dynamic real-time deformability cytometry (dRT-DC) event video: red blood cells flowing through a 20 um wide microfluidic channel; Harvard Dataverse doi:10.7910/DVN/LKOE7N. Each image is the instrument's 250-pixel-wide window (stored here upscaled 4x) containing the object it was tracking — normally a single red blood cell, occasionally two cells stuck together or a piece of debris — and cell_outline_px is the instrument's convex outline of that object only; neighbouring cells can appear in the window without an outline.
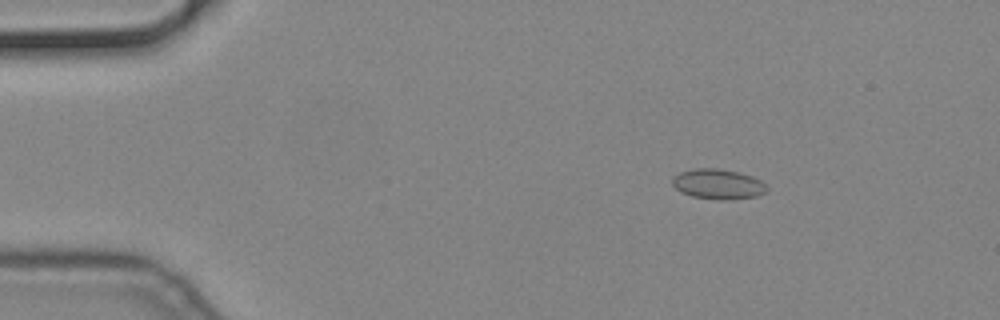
{"species": "common noctule bat (a hibernating species)", "species_latin": "Nyctalus noctula", "temperature_condition": "cold", "stored_images_in_passage": 57, "camera_frame_rate_fps": 3000, "um_per_image_px": 0.085, "animal": {"sex": "male", "body_mass_g": 19.2, "forearm_length_mm": 51.8}, "frame": {"image": 1, "passage_image": 9, "time_ms": 2.667, "image_size_px": [1000, 320], "cell_outline_px": [[768, 188], [764, 192], [756, 196], [728, 200], [716, 200], [692, 196], [680, 192], [672, 184], [672, 176], [680, 172], [696, 168], [720, 168], [752, 176], [760, 180]], "centroid_in_image_um": [60.99, 15.65], "position_along_channel_um": 24.0, "area_um2": 16.59}}
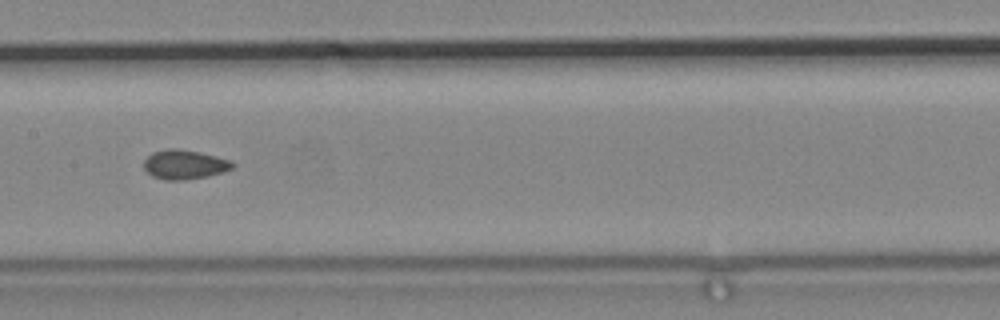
{"frame": {"image": 2, "passage_image": 29, "time_ms": 9.333, "image_size_px": [1000, 320], "cell_outline_px": [[236, 164], [232, 168], [208, 176], [184, 180], [164, 180], [152, 176], [144, 168], [144, 160], [152, 152], [168, 148], [176, 148], [200, 152], [232, 160]], "centroid_in_image_um": [15.68, 13.97], "position_along_channel_um": 191.7, "area_um2": 15.2}}
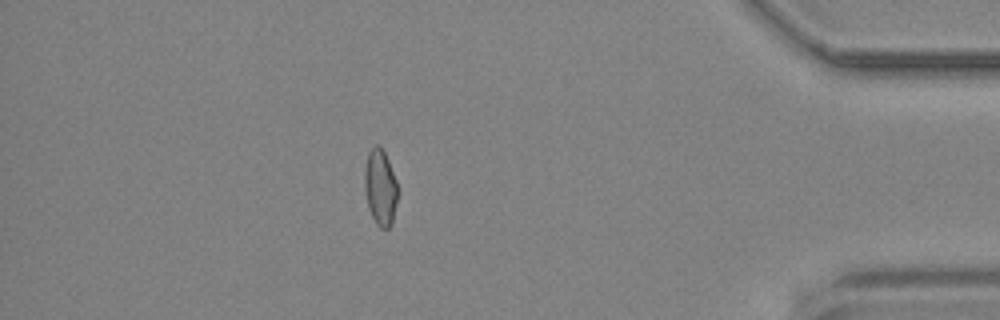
{"frame": {"image": 3, "passage_image": 50, "time_ms": 16.333, "image_size_px": [1000, 320], "cell_outline_px": [[396, 200], [392, 224], [388, 228], [380, 228], [376, 224], [368, 208], [364, 188], [364, 172], [368, 152], [376, 144], [380, 144], [388, 160], [396, 180]], "centroid_in_image_um": [32.3, 15.92], "position_along_channel_um": 402.9, "area_um2": 14.57}}